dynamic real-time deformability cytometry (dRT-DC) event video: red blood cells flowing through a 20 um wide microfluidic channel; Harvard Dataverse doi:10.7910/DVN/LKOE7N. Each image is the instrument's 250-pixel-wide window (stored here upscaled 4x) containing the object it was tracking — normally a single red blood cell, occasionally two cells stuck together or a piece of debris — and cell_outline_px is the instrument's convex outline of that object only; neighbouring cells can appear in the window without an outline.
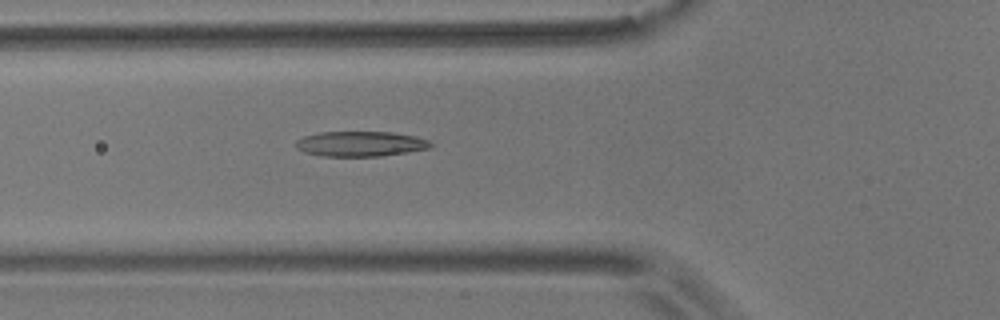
{"species": "common noctule bat (a hibernating species)", "species_latin": "Nyctalus noctula", "temperature_condition": "room temperature", "stored_images_in_passage": 43, "camera_frame_rate_fps": 3000, "um_per_image_px": 0.085, "animal": {"sex": "male", "body_mass_g": 17.9}, "frame": {"image": 1, "passage_image": 13, "time_ms": 4.0, "image_size_px": [1000, 320], "cell_outline_px": [[432, 148], [408, 152], [380, 156], [320, 156], [304, 152], [296, 148], [296, 140], [304, 136], [320, 132], [392, 132], [412, 136], [428, 140], [432, 144]], "centroid_in_image_um": [30.62, 12.23], "position_along_channel_um": 95.2, "area_um2": 19.71}}
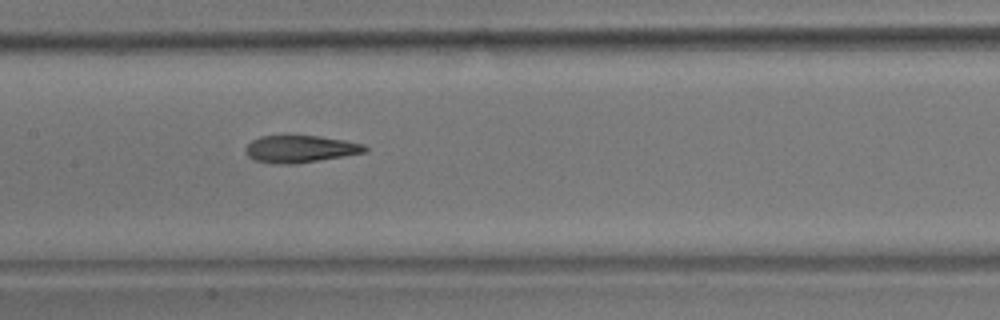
{"frame": {"image": 2, "passage_image": 20, "time_ms": 6.333, "image_size_px": [1000, 320], "cell_outline_px": [[368, 152], [296, 164], [276, 164], [256, 160], [248, 156], [244, 152], [244, 148], [252, 140], [260, 136], [284, 132], [320, 136], [344, 140], [364, 144], [368, 148]], "centroid_in_image_um": [25.48, 12.61], "position_along_channel_um": 181.9, "area_um2": 19.83}}
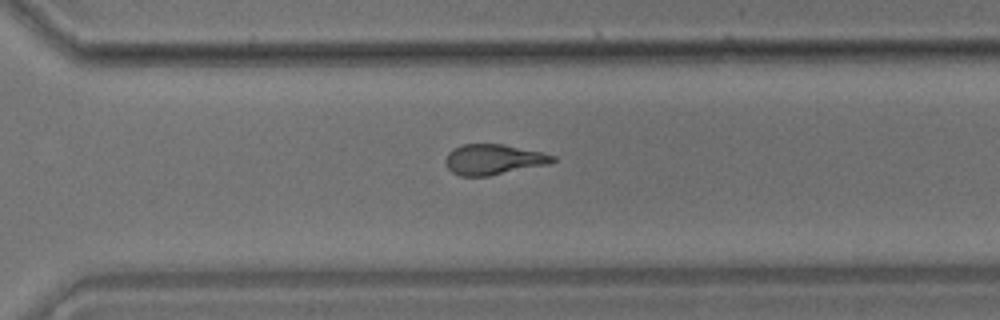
{"frame": {"image": 3, "passage_image": 32, "time_ms": 10.333, "image_size_px": [1000, 320], "cell_outline_px": [[556, 160], [548, 164], [488, 176], [460, 176], [452, 172], [448, 168], [444, 160], [448, 152], [452, 148], [460, 144], [500, 144], [540, 152], [556, 156]], "centroid_in_image_um": [41.89, 13.55], "position_along_channel_um": 328.7, "area_um2": 18.9}, "authors_computed_cell_mechanics": {"area_um2": 19.363, "velocity_mm_per_s": 3.6842, "shape_relaxation_time_tau1_ms": 9.6474, "shape_relaxation_time_tau2_ms": 2.0176, "deformation_change_tau1": 0.2421, "deformation_change_tau2": 0.1128}}